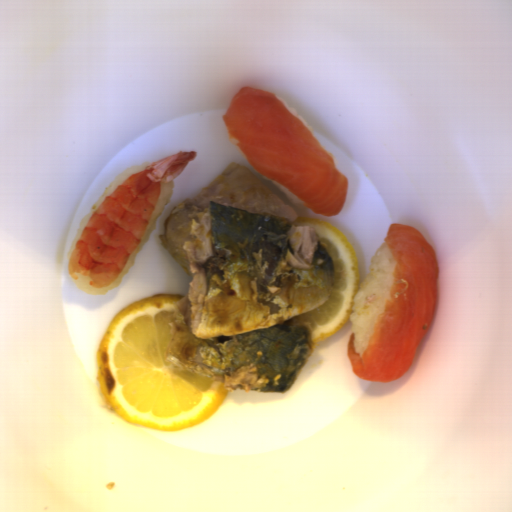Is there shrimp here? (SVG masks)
<instances>
[{
    "mask_svg": "<svg viewBox=\"0 0 512 512\" xmlns=\"http://www.w3.org/2000/svg\"><path fill=\"white\" fill-rule=\"evenodd\" d=\"M198 152H175L131 173L88 217L66 263L67 275L86 276L90 286L107 287L118 278L142 241L161 195V183L183 172Z\"/></svg>",
    "mask_w": 512,
    "mask_h": 512,
    "instance_id": "1",
    "label": "shrimp"
}]
</instances>
